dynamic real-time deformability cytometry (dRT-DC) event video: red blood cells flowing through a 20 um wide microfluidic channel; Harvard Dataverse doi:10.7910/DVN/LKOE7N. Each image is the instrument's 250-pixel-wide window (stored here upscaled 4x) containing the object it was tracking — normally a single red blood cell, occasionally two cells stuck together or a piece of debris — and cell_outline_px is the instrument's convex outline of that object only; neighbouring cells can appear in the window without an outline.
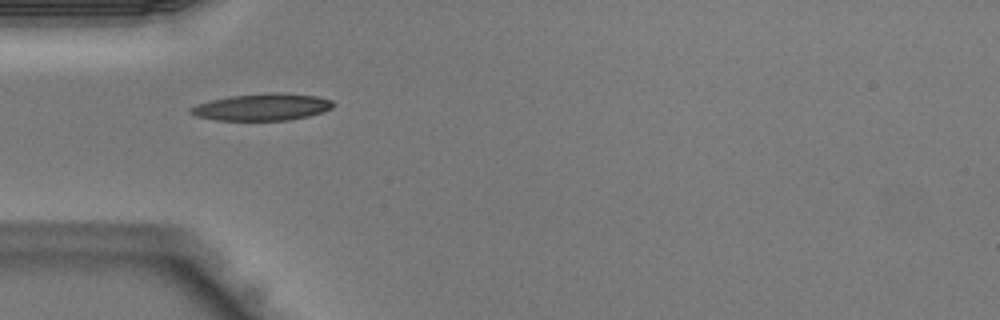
{"species": "Egyptian fruit bat (a non-hibernating species)", "species_latin": "Rousettus aegyptiacus", "temperature_condition": "warm", "stored_images_in_passage": 19, "camera_frame_rate_fps": 3000, "um_per_image_px": 0.085, "animal": {"sex": "male"}, "frame": {"image": 1, "passage_image": 1, "time_ms": 0.0, "image_size_px": [1000, 320], "cell_outline_px": [[336, 104], [332, 108], [308, 116], [288, 120], [216, 120], [196, 116], [188, 112], [188, 108], [196, 104], [212, 100], [232, 96], [268, 92], [276, 92], [316, 96], [332, 100]], "centroid_in_image_um": [22.27, 9.09], "position_along_channel_um": 62.7, "area_um2": 22.31}}
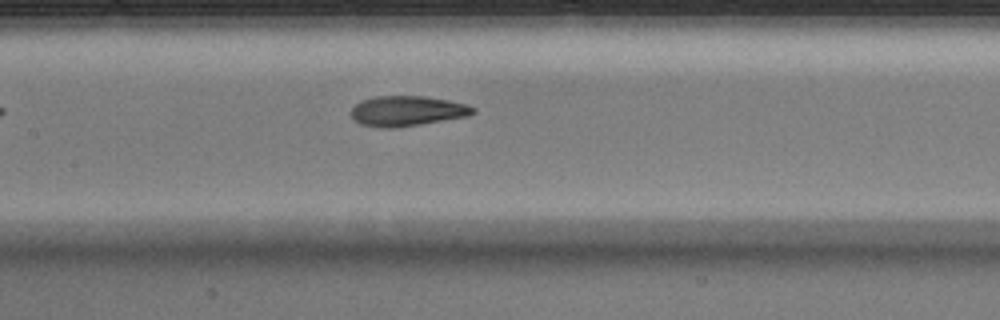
{"frame": {"image": 2, "passage_image": 8, "time_ms": 2.333, "image_size_px": [1000, 320], "cell_outline_px": [[476, 112], [468, 116], [396, 128], [380, 128], [360, 124], [352, 120], [352, 108], [360, 100], [376, 96], [424, 96], [448, 100], [464, 104], [476, 108]], "centroid_in_image_um": [34.57, 9.44], "position_along_channel_um": 172.8, "area_um2": 21.5}}
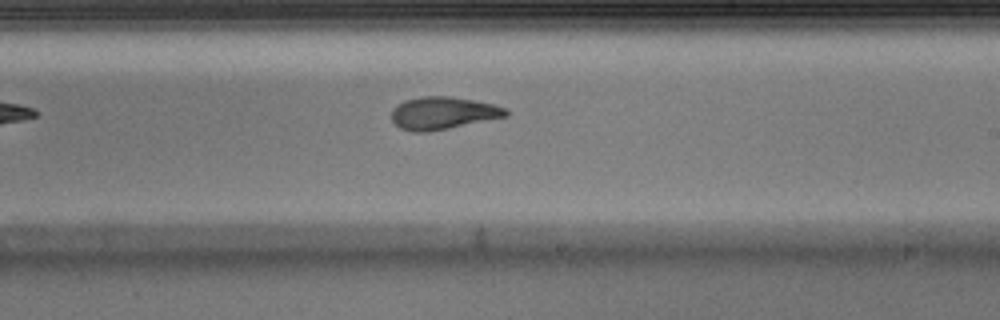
{"frame": {"image": 3, "passage_image": 13, "time_ms": 4.0, "image_size_px": [1000, 320], "cell_outline_px": [[508, 116], [428, 132], [412, 132], [400, 128], [392, 120], [392, 112], [404, 100], [420, 96], [448, 96], [472, 100], [492, 104], [504, 108], [508, 112]], "centroid_in_image_um": [37.63, 9.61], "position_along_channel_um": 251.4, "area_um2": 21.33}}